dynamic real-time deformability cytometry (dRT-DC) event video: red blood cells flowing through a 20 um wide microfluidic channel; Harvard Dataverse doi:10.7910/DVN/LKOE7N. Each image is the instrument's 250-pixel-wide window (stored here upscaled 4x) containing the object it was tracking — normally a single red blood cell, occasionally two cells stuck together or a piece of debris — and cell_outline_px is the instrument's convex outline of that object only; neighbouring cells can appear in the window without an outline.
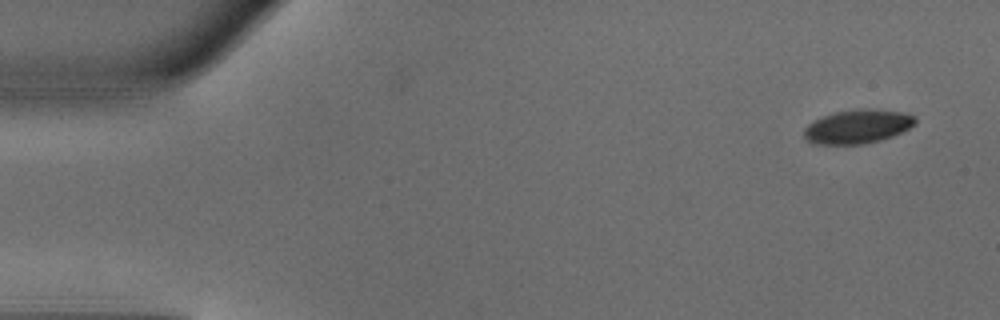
{"species": "common noctule bat (a hibernating species)", "species_latin": "Nyctalus noctula", "temperature_condition": "warm", "stored_images_in_passage": 49, "camera_frame_rate_fps": 3000, "um_per_image_px": 0.085, "animal": {"sex": "male", "body_mass_g": 18.8}, "frame": {"image": 1, "passage_image": 3, "time_ms": 0.667, "image_size_px": [1000, 320], "cell_outline_px": [[916, 124], [892, 136], [880, 140], [864, 144], [812, 144], [804, 136], [804, 128], [808, 124], [824, 116], [836, 112], [856, 108], [872, 108], [904, 112], [916, 116]], "centroid_in_image_um": [72.92, 10.74], "position_along_channel_um": 12.1, "area_um2": 22.02}}
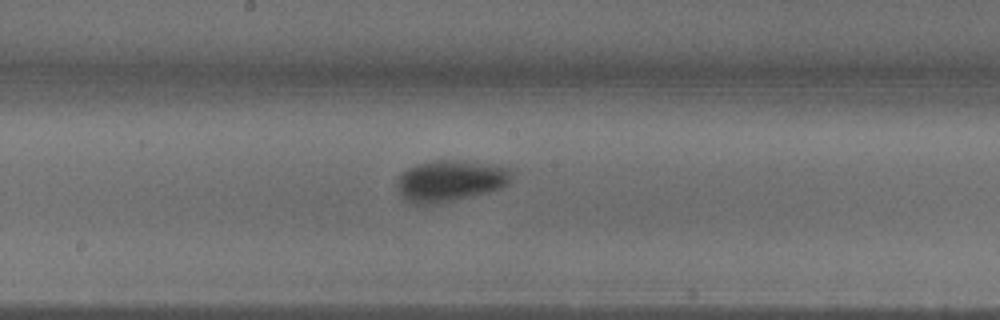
{"frame": {"image": 2, "passage_image": 26, "time_ms": 8.333, "image_size_px": [1000, 320], "cell_outline_px": [[512, 172], [508, 180], [500, 188], [440, 204], [408, 204], [404, 200], [396, 184], [396, 180], [408, 168], [416, 164], [432, 160], [464, 160], [488, 164], [508, 168]], "centroid_in_image_um": [38.18, 15.37], "position_along_channel_um": 210.0, "area_um2": 27.4}}
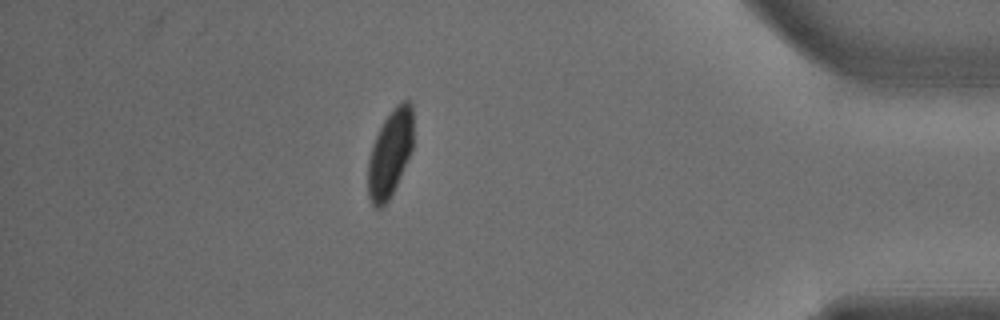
{"frame": {"image": 3, "passage_image": 43, "time_ms": 14.0, "image_size_px": [1000, 320], "cell_outline_px": [[412, 148], [400, 176], [388, 200], [380, 208], [376, 208], [372, 204], [368, 196], [368, 160], [372, 144], [384, 120], [392, 108], [396, 104], [404, 100], [408, 100], [412, 104]], "centroid_in_image_um": [33.14, 13.01], "position_along_channel_um": 402.1, "area_um2": 22.66}, "authors_computed_cell_mechanics": {"area_um2": 24.1026, "velocity_mm_per_s": 4.1271, "shape_relaxation_time_tau1_ms": 2.3364, "shape_relaxation_time_tau2_ms": null, "deformation_change_tau1": 0.1238, "deformation_change_tau2": null}}